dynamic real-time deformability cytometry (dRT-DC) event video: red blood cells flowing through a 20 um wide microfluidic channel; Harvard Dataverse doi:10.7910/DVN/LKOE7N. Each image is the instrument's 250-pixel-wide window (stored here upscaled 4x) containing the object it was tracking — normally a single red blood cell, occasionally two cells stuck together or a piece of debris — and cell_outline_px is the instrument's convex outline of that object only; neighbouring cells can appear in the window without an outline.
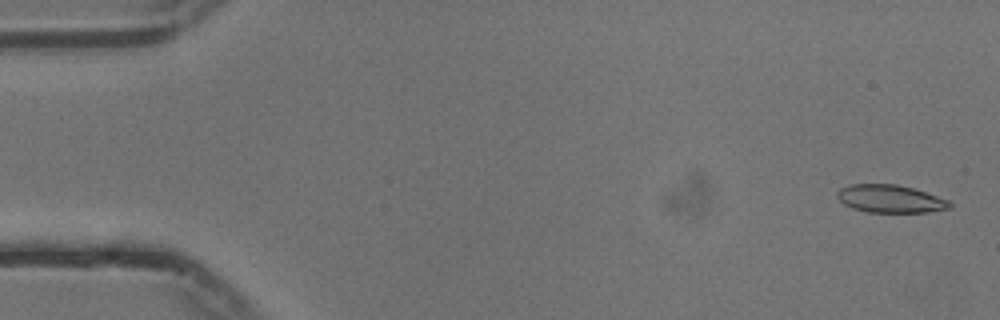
{"species": "common noctule bat (a hibernating species)", "species_latin": "Nyctalus noctula", "temperature_condition": "cold", "stored_images_in_passage": 55, "camera_frame_rate_fps": 3000, "um_per_image_px": 0.085, "animal": {"sex": "male", "body_mass_g": 13.3}, "frame": {"image": 1, "passage_image": 2, "time_ms": 0.333, "image_size_px": [1000, 320], "cell_outline_px": [[952, 208], [928, 212], [868, 212], [852, 208], [844, 204], [836, 196], [836, 192], [840, 188], [852, 184], [896, 184], [912, 188], [948, 200], [952, 204]], "centroid_in_image_um": [75.65, 16.9], "position_along_channel_um": 9.3, "area_um2": 18.15}}
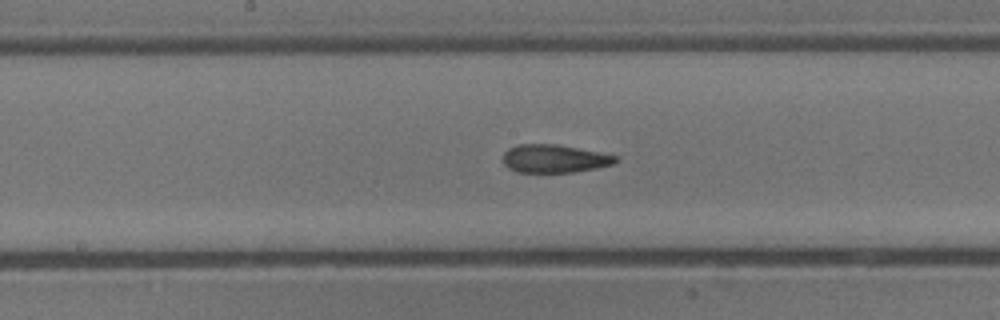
{"frame": {"image": 2, "passage_image": 28, "time_ms": 9.0, "image_size_px": [1000, 320], "cell_outline_px": [[620, 160], [612, 164], [596, 168], [572, 172], [516, 172], [508, 168], [504, 164], [504, 152], [508, 148], [520, 144], [556, 144], [600, 152], [620, 156]], "centroid_in_image_um": [47.14, 13.48], "position_along_channel_um": 201.1, "area_um2": 18.5}}
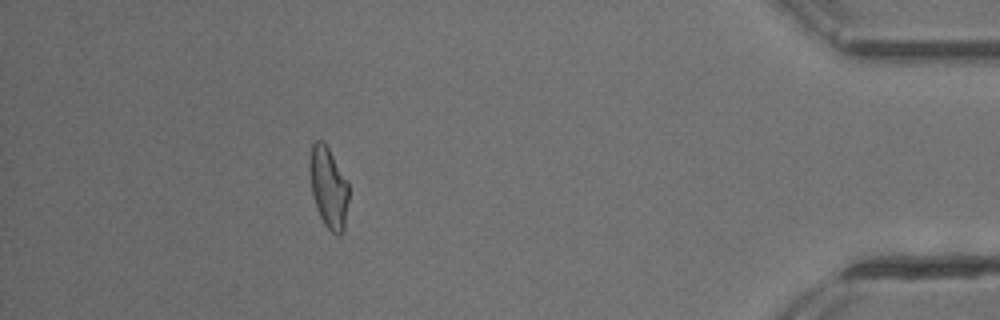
{"frame": {"image": 3, "passage_image": 49, "time_ms": 16.0, "image_size_px": [1000, 320], "cell_outline_px": [[348, 200], [344, 232], [340, 236], [336, 236], [324, 224], [316, 208], [312, 192], [308, 168], [308, 164], [312, 144], [316, 140], [324, 140], [348, 184]], "centroid_in_image_um": [27.9, 15.95], "position_along_channel_um": 407.3, "area_um2": 18.5}, "authors_computed_cell_mechanics": {"area_um2": 19.0162, "velocity_mm_per_s": 3.7552, "shape_relaxation_time_tau1_ms": 5.3633, "shape_relaxation_time_tau2_ms": 2.5112, "deformation_change_tau1": 0.1651, "deformation_change_tau2": 0.1168}}